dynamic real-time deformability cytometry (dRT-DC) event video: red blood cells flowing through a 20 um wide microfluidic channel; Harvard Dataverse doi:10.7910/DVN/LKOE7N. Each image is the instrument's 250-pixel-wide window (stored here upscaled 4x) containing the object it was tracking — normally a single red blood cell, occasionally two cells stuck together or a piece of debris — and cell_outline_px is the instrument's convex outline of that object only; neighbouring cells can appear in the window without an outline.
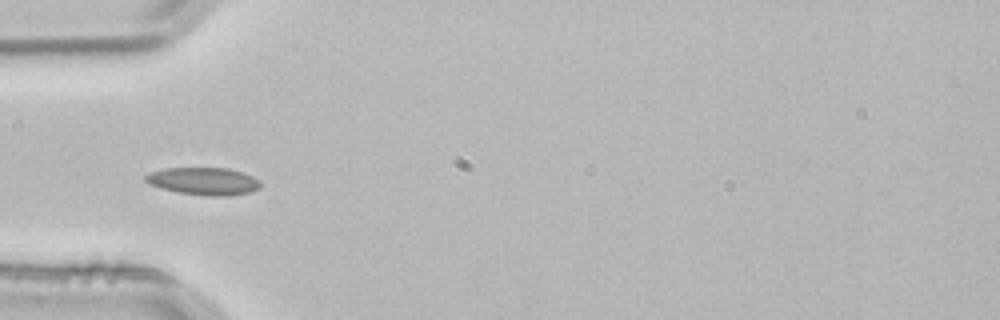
{"species": "common noctule bat (a hibernating species)", "species_latin": "Nyctalus noctula", "temperature_condition": "room temperature", "stored_images_in_passage": 3, "camera_frame_rate_fps": 3000, "um_per_image_px": 0.085, "animal": {"sex": "male", "body_mass_g": 21.5, "forearm_length_mm": 52.0}, "frame": {"image": 1, "passage_image": 3, "time_ms": 0.667, "image_size_px": [1000, 320], "cell_outline_px": [[260, 188], [252, 192], [228, 196], [208, 196], [180, 192], [148, 184], [144, 180], [144, 176], [148, 172], [164, 168], [228, 168], [252, 176], [260, 180]], "centroid_in_image_um": [17.31, 15.4], "position_along_channel_um": 67.7, "area_um2": 18.44}}